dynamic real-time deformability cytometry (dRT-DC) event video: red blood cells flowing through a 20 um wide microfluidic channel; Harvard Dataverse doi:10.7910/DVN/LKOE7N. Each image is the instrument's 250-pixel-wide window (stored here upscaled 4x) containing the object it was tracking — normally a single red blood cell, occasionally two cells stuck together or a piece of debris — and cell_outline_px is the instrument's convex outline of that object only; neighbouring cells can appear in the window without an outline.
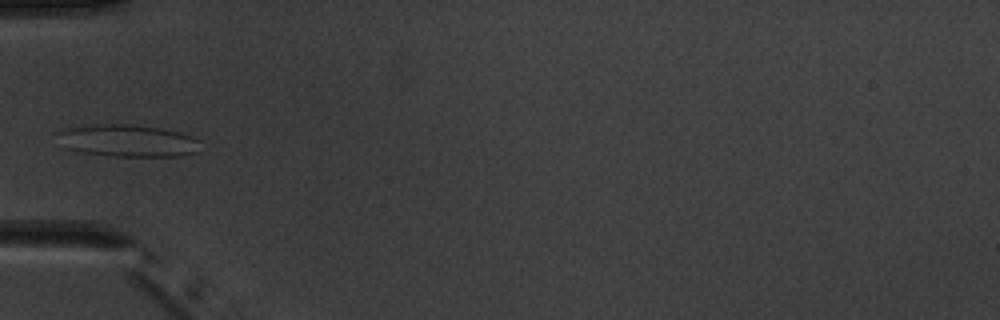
{"species": "common noctule bat (a hibernating species)", "species_latin": "Nyctalus noctula", "temperature_condition": "warm", "stored_images_in_passage": 5, "camera_frame_rate_fps": 3000, "um_per_image_px": 0.085, "animal": {"sex": "male", "body_mass_g": 20.1, "forearm_length_mm": 53.5}, "frame": {"image": 1, "passage_image": 5, "time_ms": 4.667, "image_size_px": [1000, 320], "cell_outline_px": [[200, 152], [180, 156], [112, 156], [80, 152], [64, 148], [56, 132], [64, 128], [100, 124], [132, 124], [160, 128], [180, 132], [192, 136], [200, 140]], "centroid_in_image_um": [10.88, 11.96], "position_along_channel_um": 74.1, "area_um2": 27.11}}